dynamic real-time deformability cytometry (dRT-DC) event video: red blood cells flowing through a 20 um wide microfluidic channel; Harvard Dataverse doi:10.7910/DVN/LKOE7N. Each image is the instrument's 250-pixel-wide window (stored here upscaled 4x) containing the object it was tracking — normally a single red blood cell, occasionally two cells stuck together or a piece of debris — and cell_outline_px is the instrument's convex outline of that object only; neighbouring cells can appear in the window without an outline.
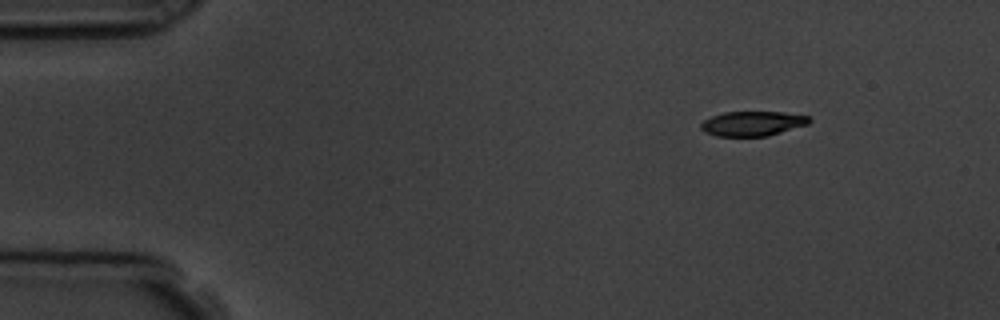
{"species": "common noctule bat (a hibernating species)", "species_latin": "Nyctalus noctula", "temperature_condition": "room temperature", "stored_images_in_passage": 48, "camera_frame_rate_fps": 3000, "um_per_image_px": 0.085, "animal": {"sex": "male", "body_mass_g": 19.5, "forearm_length_mm": 54.6}, "frame": {"image": 1, "passage_image": 1, "time_ms": 0.0, "image_size_px": [1000, 320], "cell_outline_px": [[812, 120], [808, 124], [768, 136], [716, 136], [704, 132], [700, 128], [700, 124], [704, 120], [712, 116], [724, 112], [784, 112], [808, 116]], "centroid_in_image_um": [63.95, 10.5], "position_along_channel_um": 21.0, "area_um2": 15.61}}
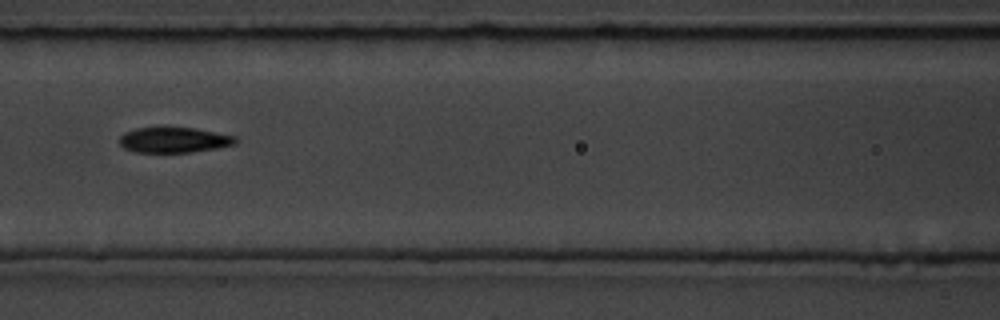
{"frame": {"image": 2, "passage_image": 18, "time_ms": 5.667, "image_size_px": [1000, 320], "cell_outline_px": [[236, 144], [216, 148], [192, 152], [136, 152], [124, 148], [120, 144], [120, 136], [124, 132], [136, 128], [196, 128], [236, 136]], "centroid_in_image_um": [14.79, 11.9], "position_along_channel_um": 151.8, "area_um2": 17.05}}
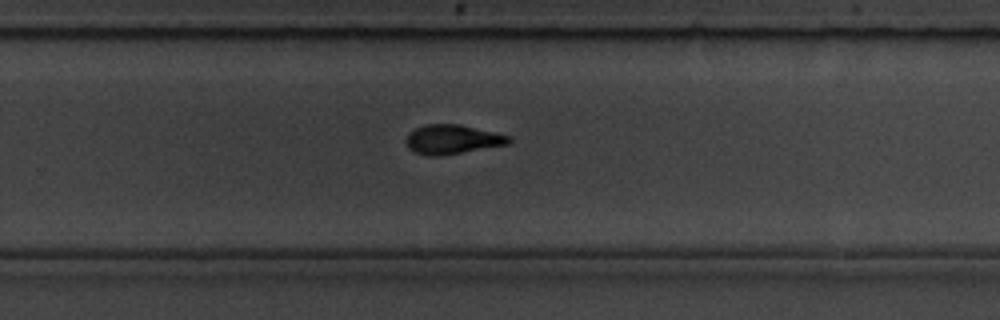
{"frame": {"image": 3, "passage_image": 29, "time_ms": 9.333, "image_size_px": [1000, 320], "cell_outline_px": [[512, 140], [508, 144], [440, 156], [428, 156], [416, 152], [408, 148], [404, 140], [408, 132], [424, 124], [460, 124], [512, 136]], "centroid_in_image_um": [38.43, 11.84], "position_along_channel_um": 291.4, "area_um2": 17.69}, "authors_computed_cell_mechanics": {"area_um2": 17.5134, "velocity_mm_per_s": 3.8129, "shape_relaxation_time_tau1_ms": 3.1825, "shape_relaxation_time_tau2_ms": 3.2554, "deformation_change_tau1": 0.1576, "deformation_change_tau2": 0.1006}}